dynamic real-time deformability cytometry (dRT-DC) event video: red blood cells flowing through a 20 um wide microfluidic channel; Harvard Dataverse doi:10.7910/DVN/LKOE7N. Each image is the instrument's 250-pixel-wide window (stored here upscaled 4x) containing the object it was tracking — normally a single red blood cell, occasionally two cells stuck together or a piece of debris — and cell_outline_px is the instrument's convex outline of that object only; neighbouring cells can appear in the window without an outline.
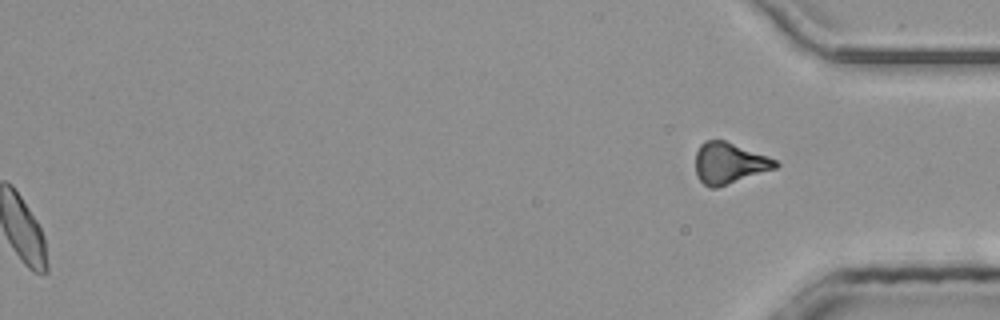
{"species": "common noctule bat (a hibernating species)", "species_latin": "Nyctalus noctula", "temperature_condition": "room temperature", "stored_images_in_passage": 46, "segment_of_instrument_passage": [2, 2], "camera_frame_rate_fps": 3000, "um_per_image_px": 0.085, "animal": {"sex": "male", "body_mass_g": 20.4}, "frame": {"image": 1, "passage_image": 46, "time_ms": 15.0, "image_size_px": [1000, 320], "cell_outline_px": [[780, 164], [776, 168], [716, 188], [708, 188], [696, 176], [696, 152], [700, 144], [704, 140], [724, 140], [768, 156], [776, 160]], "centroid_in_image_um": [61.96, 13.87], "position_along_channel_um": 373.2, "area_um2": 19.13}}